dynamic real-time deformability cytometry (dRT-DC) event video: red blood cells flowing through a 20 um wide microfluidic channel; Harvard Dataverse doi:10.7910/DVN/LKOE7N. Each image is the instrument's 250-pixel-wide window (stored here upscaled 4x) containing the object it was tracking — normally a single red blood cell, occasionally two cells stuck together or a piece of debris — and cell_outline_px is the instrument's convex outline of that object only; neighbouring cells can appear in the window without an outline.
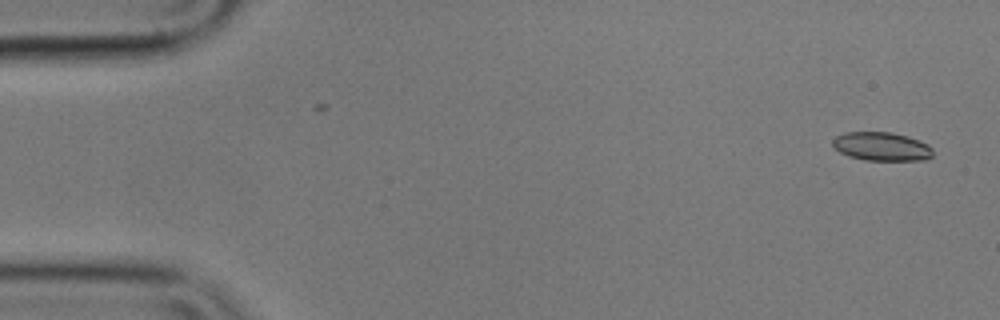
{"species": "common noctule bat (a hibernating species)", "species_latin": "Nyctalus noctula", "temperature_condition": "cold", "stored_images_in_passage": 56, "camera_frame_rate_fps": 3000, "um_per_image_px": 0.085, "animal": {"sex": "male", "body_mass_g": 17.9}, "frame": {"image": 1, "passage_image": 3, "time_ms": 0.667, "image_size_px": [1000, 320], "cell_outline_px": [[932, 156], [928, 160], [864, 160], [848, 156], [840, 152], [832, 144], [832, 140], [836, 136], [844, 132], [892, 132], [908, 136], [928, 144], [932, 148]], "centroid_in_image_um": [74.94, 12.45], "position_along_channel_um": 10.1, "area_um2": 16.82}}
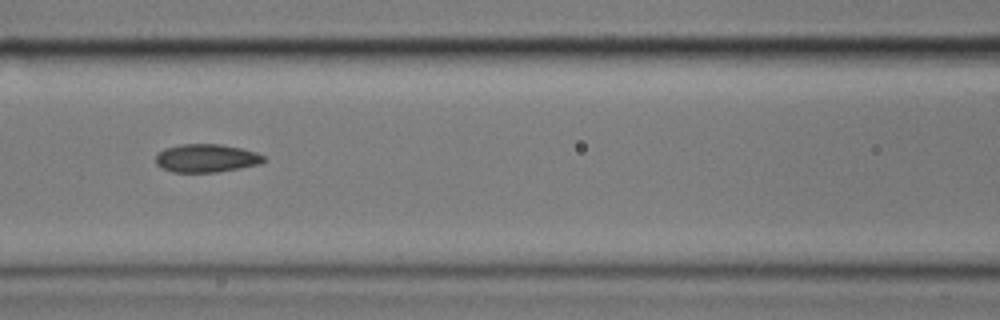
{"frame": {"image": 2, "passage_image": 24, "time_ms": 7.667, "image_size_px": [1000, 320], "cell_outline_px": [[268, 160], [260, 164], [240, 168], [216, 172], [172, 172], [156, 164], [156, 156], [164, 148], [180, 144], [220, 144], [240, 148], [256, 152], [264, 156]], "centroid_in_image_um": [17.57, 13.44], "position_along_channel_um": 149.0, "area_um2": 17.74}}
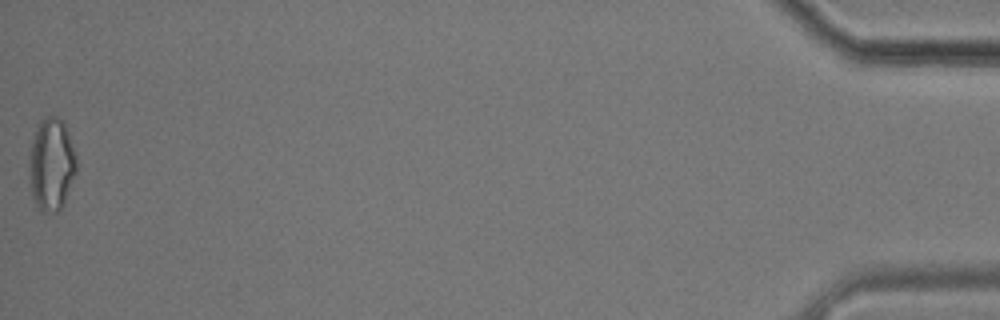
{"frame": {"image": 3, "passage_image": 56, "time_ms": 18.333, "image_size_px": [1000, 320], "cell_outline_px": [[76, 172], [64, 204], [56, 212], [40, 212], [32, 196], [28, 160], [28, 156], [36, 124], [40, 120], [48, 116], [56, 116], [64, 120], [76, 152]], "centroid_in_image_um": [4.37, 13.93], "position_along_channel_um": 430.8, "area_um2": 26.01}, "authors_computed_cell_mechanics": {"area_um2": 18.0336, "velocity_mm_per_s": 3.5624, "shape_relaxation_time_tau1_ms": 6.7167, "shape_relaxation_time_tau2_ms": 4.0092, "deformation_change_tau1": 0.1195, "deformation_change_tau2": 0.0904}}